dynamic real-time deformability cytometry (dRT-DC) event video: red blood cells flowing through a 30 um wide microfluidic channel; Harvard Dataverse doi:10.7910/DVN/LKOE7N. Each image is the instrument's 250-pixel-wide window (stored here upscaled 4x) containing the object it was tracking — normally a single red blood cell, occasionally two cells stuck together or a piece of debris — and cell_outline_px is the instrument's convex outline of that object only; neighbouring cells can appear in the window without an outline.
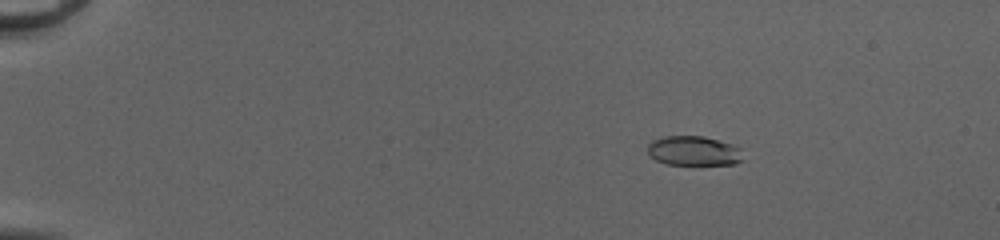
{"species": "common noctule bat (a hibernating species)", "species_latin": "Nyctalus noctula", "temperature_condition": "cold", "stored_images_in_passage": 53, "camera_frame_rate_fps": 3000, "um_per_image_px": 0.085, "animal": {"sex": "female", "body_mass_g": 20.0, "forearm_length_mm": 54.0}, "frame": {"image": 1, "passage_image": 10, "time_ms": 3.0, "image_size_px": [1000, 240], "cell_outline_px": [[744, 160], [736, 164], [668, 164], [656, 160], [648, 152], [648, 144], [652, 140], [664, 136], [704, 136], [732, 144], [740, 148]], "centroid_in_image_um": [58.99, 12.82], "position_along_channel_um": 26.0, "area_um2": 16.42}}
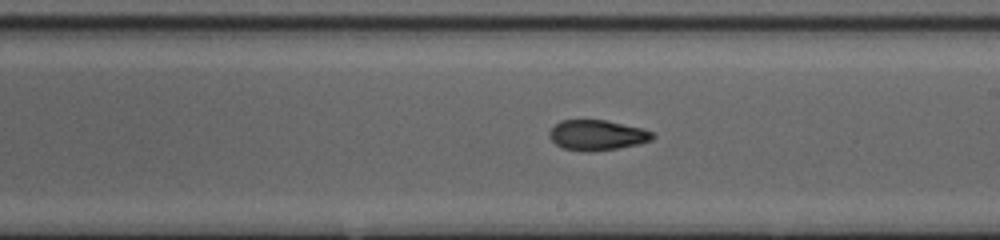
{"frame": {"image": 2, "passage_image": 33, "time_ms": 10.667, "image_size_px": [1000, 240], "cell_outline_px": [[656, 136], [652, 140], [640, 144], [616, 148], [588, 152], [564, 148], [556, 144], [548, 136], [548, 132], [560, 120], [604, 120], [644, 128], [652, 132]], "centroid_in_image_um": [50.77, 11.48], "position_along_channel_um": 238.2, "area_um2": 18.21}}
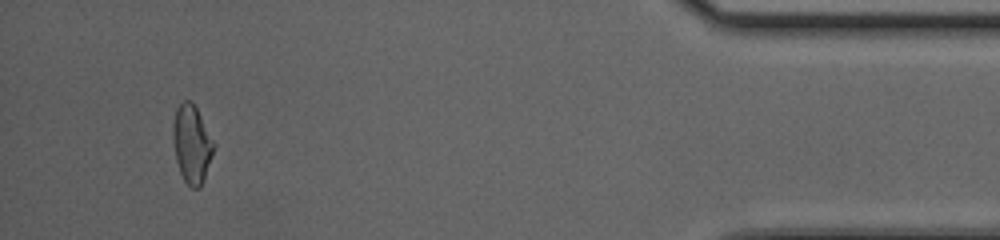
{"frame": {"image": 3, "passage_image": 50, "time_ms": 16.333, "image_size_px": [1000, 240], "cell_outline_px": [[216, 144], [212, 156], [200, 188], [192, 188], [184, 180], [180, 172], [176, 160], [172, 136], [172, 124], [176, 108], [184, 100], [192, 100]], "centroid_in_image_um": [16.3, 12.21], "position_along_channel_um": 418.9, "area_um2": 18.61}, "authors_computed_cell_mechanics": {"area_um2": 18.207, "velocity_mm_per_s": 4.1839, "shape_relaxation_time_tau1_ms": 8.2541, "shape_relaxation_time_tau2_ms": 1.6244, "deformation_change_tau1": 0.2813, "deformation_change_tau2": 0.0752}}